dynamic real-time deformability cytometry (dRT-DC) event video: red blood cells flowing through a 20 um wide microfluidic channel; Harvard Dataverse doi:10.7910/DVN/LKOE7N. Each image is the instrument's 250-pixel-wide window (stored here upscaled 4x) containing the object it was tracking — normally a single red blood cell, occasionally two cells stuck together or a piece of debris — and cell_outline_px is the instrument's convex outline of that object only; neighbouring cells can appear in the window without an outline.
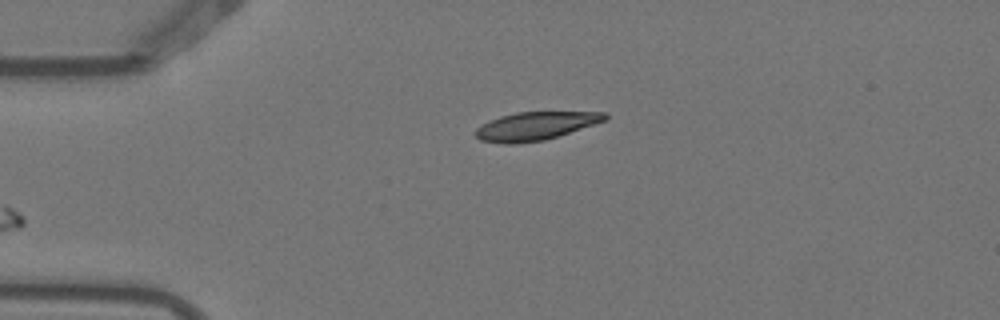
{"species": "Egyptian fruit bat (a non-hibernating species)", "species_latin": "Rousettus aegyptiacus", "temperature_condition": "warm", "stored_images_in_passage": 2, "camera_frame_rate_fps": 3000, "um_per_image_px": 0.085, "animal": {"sex": "female"}, "frame": {"image": 1, "passage_image": 1, "time_ms": 0.0, "image_size_px": [1000, 320], "cell_outline_px": [[608, 120], [544, 140], [516, 144], [504, 144], [480, 140], [472, 132], [476, 128], [500, 116], [516, 112], [608, 112]], "centroid_in_image_um": [45.52, 10.71], "position_along_channel_um": 39.5, "area_um2": 21.27}}